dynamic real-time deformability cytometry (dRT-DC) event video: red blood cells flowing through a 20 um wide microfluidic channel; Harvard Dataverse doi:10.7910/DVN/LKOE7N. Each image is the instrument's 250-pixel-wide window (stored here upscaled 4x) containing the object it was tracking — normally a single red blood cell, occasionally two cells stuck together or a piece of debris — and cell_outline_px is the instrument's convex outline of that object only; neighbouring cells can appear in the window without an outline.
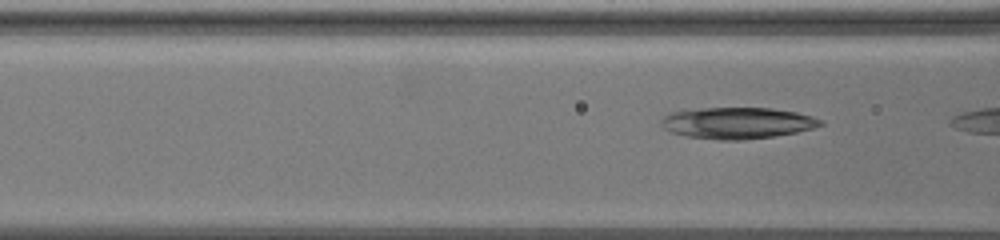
{"species": "common noctule bat (a hibernating species)", "species_latin": "Nyctalus noctula", "temperature_condition": "warm", "stored_images_in_passage": 24, "camera_frame_rate_fps": 3000, "um_per_image_px": 0.085, "animal": {"sex": "female", "body_mass_g": 19.5, "forearm_length_mm": 54.1}, "frame": {"image": 1, "passage_image": 22, "time_ms": 8.333, "image_size_px": [1000, 240], "cell_outline_px": [[824, 124], [812, 128], [796, 132], [772, 136], [740, 140], [720, 140], [684, 136], [668, 132], [660, 124], [660, 120], [668, 112], [700, 108], [772, 108], [796, 112], [812, 116], [824, 120]], "centroid_in_image_um": [62.62, 10.45], "position_along_channel_um": 104.0, "area_um2": 29.3}}